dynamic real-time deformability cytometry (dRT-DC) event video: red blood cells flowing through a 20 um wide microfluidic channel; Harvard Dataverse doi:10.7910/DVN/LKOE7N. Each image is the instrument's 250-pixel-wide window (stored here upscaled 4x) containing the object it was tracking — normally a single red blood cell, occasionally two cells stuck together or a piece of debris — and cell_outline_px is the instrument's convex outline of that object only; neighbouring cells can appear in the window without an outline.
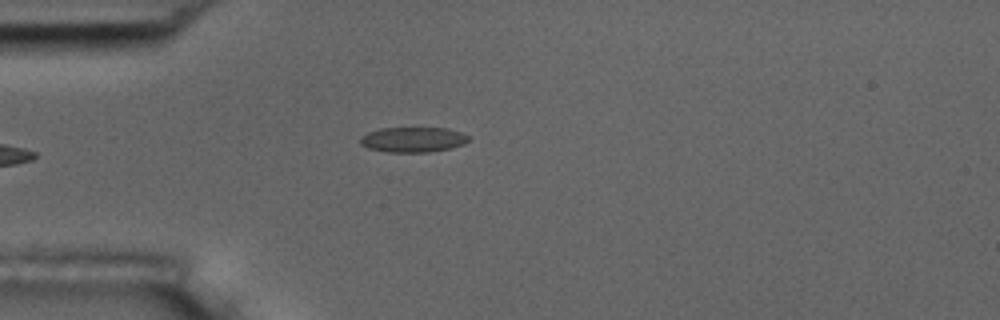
{"species": "common noctule bat (a hibernating species)", "species_latin": "Nyctalus noctula", "temperature_condition": "room temperature", "stored_images_in_passage": 3, "camera_frame_rate_fps": 3000, "um_per_image_px": 0.085, "animal": {"sex": "male", "body_mass_g": 17.5, "forearm_length_mm": 52.3}, "frame": {"image": 1, "passage_image": 3, "time_ms": 2.333, "image_size_px": [1000, 320], "cell_outline_px": [[468, 140], [464, 144], [452, 148], [428, 152], [388, 152], [368, 148], [360, 144], [360, 136], [368, 132], [380, 128], [448, 128], [460, 132], [468, 136]], "centroid_in_image_um": [35.08, 11.86], "position_along_channel_um": 49.9, "area_um2": 15.9}}